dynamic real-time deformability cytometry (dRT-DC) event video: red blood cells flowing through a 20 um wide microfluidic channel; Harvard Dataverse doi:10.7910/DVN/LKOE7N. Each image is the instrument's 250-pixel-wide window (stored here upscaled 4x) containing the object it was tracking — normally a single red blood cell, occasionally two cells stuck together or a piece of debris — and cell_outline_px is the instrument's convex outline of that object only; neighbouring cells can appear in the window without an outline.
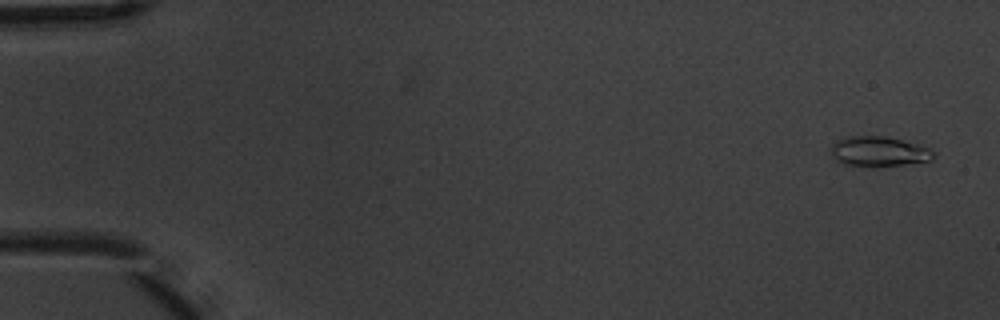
{"species": "common noctule bat (a hibernating species)", "species_latin": "Nyctalus noctula", "temperature_condition": "warm", "stored_images_in_passage": 5, "camera_frame_rate_fps": 3000, "um_per_image_px": 0.085, "animal": {"sex": "male", "body_mass_g": 20.1, "forearm_length_mm": 53.5}, "frame": {"image": 1, "passage_image": 1, "time_ms": 0.0, "image_size_px": [1000, 320], "cell_outline_px": [[936, 152], [932, 160], [904, 164], [844, 164], [836, 160], [832, 156], [832, 144], [836, 140], [848, 136], [884, 136], [916, 144], [928, 148]], "centroid_in_image_um": [74.7, 12.84], "position_along_channel_um": 10.3, "area_um2": 17.17}}